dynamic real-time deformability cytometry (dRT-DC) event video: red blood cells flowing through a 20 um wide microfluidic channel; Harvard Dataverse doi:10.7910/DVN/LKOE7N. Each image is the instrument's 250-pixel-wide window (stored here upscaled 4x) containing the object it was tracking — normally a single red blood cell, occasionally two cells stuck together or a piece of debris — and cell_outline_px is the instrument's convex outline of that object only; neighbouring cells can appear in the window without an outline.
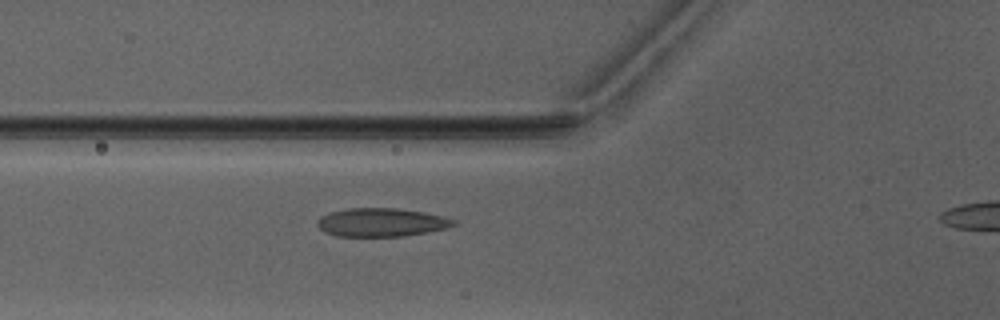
{"species": "Egyptian fruit bat (a non-hibernating species)", "species_latin": "Rousettus aegyptiacus", "temperature_condition": "warm", "stored_images_in_passage": 4, "segment_of_instrument_passage": [1, 2], "camera_frame_rate_fps": 3000, "um_per_image_px": 0.085, "animal": {"sex": "male"}, "frame": {"image": 1, "passage_image": 3, "time_ms": 2.333, "image_size_px": [1000, 320], "cell_outline_px": [[456, 224], [448, 228], [404, 236], [336, 236], [324, 232], [316, 224], [328, 212], [348, 208], [396, 208], [424, 212], [456, 220]], "centroid_in_image_um": [32.42, 18.9], "position_along_channel_um": 93.4, "area_um2": 22.43}}